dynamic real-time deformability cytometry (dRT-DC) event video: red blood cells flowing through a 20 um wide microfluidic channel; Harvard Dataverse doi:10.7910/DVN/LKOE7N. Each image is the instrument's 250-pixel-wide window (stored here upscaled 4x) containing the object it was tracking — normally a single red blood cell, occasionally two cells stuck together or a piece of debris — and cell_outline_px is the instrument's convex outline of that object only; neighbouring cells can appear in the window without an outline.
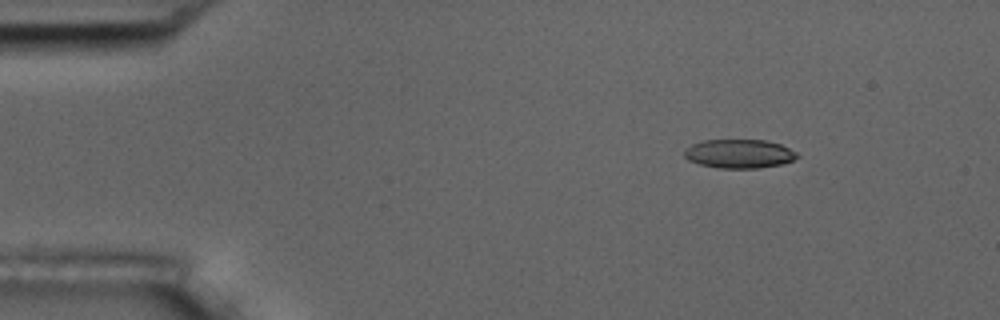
{"species": "common noctule bat (a hibernating species)", "species_latin": "Nyctalus noctula", "temperature_condition": "room temperature", "stored_images_in_passage": 7, "camera_frame_rate_fps": 3000, "um_per_image_px": 0.085, "animal": {"sex": "male", "body_mass_g": 17.5, "forearm_length_mm": 52.3}, "frame": {"image": 1, "passage_image": 3, "time_ms": 2.333, "image_size_px": [1000, 320], "cell_outline_px": [[800, 156], [784, 164], [760, 168], [716, 168], [700, 164], [688, 160], [684, 156], [684, 148], [692, 144], [704, 140], [764, 140], [780, 144], [796, 152]], "centroid_in_image_um": [62.82, 13.07], "position_along_channel_um": 22.2, "area_um2": 19.07}}
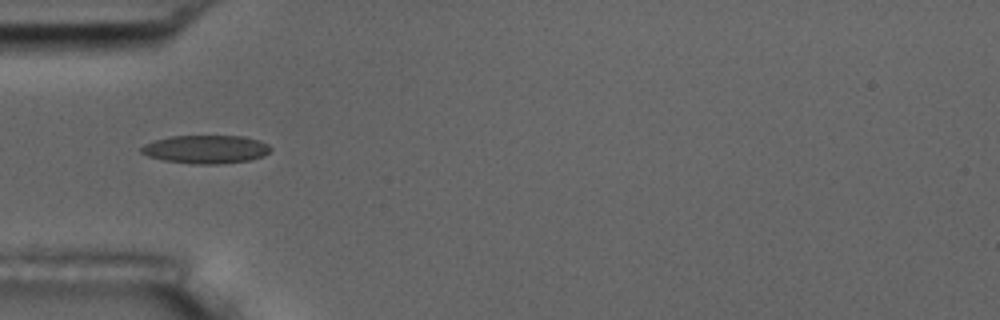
{"frame": {"image": 2, "passage_image": 6, "time_ms": 5.667, "image_size_px": [1000, 320], "cell_outline_px": [[272, 148], [264, 156], [248, 160], [220, 164], [192, 164], [164, 160], [148, 156], [140, 152], [140, 148], [144, 144], [156, 140], [172, 136], [244, 136], [260, 140], [268, 144]], "centroid_in_image_um": [17.51, 12.69], "position_along_channel_um": 67.5, "area_um2": 21.33}}